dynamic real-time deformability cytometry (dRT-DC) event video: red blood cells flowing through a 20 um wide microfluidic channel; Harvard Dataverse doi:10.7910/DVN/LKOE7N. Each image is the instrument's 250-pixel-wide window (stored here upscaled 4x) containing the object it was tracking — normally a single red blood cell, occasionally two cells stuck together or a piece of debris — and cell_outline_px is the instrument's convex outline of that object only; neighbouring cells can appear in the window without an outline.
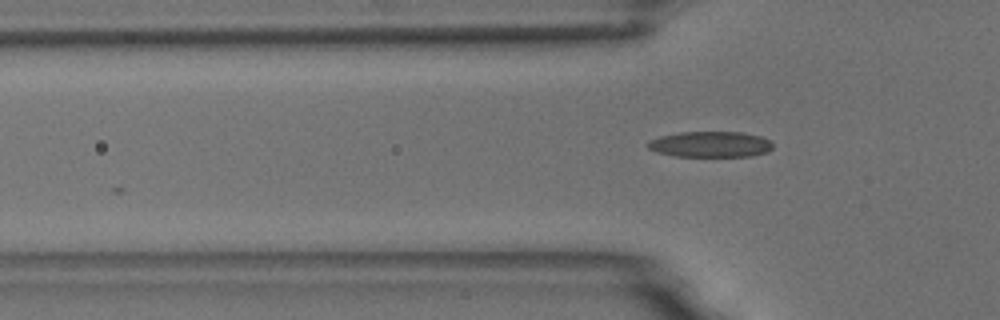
{"species": "common noctule bat (a hibernating species)", "species_latin": "Nyctalus noctula", "temperature_condition": "room temperature", "stored_images_in_passage": 2, "camera_frame_rate_fps": 3000, "um_per_image_px": 0.085, "animal": {"sex": "male", "body_mass_g": 18.8}, "frame": {"image": 1, "passage_image": 2, "time_ms": 1.333, "image_size_px": [1000, 320], "cell_outline_px": [[772, 148], [768, 152], [748, 156], [676, 156], [656, 152], [648, 148], [648, 144], [652, 140], [660, 136], [680, 132], [740, 132], [760, 136], [772, 140]], "centroid_in_image_um": [60.42, 12.26], "position_along_channel_um": 65.4, "area_um2": 18.67}}